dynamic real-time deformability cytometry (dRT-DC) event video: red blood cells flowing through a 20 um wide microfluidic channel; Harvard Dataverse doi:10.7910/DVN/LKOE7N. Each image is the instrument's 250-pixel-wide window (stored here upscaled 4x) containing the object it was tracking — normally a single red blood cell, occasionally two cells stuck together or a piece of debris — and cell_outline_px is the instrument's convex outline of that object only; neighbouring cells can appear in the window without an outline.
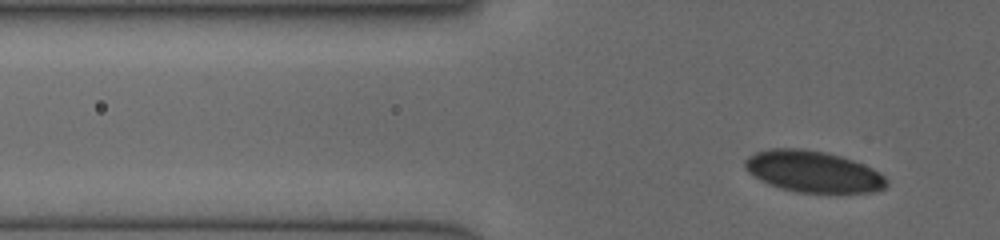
{"species": "human", "species_latin": "Homo sapiens", "temperature_condition": "cold", "stored_images_in_passage": 10, "segment_of_instrument_passage": [2, 2], "camera_frame_rate_fps": 3000, "um_per_image_px": 0.085, "donor": {"sex": "female"}, "frame": {"image": 1, "passage_image": 10, "time_ms": 5.0, "image_size_px": [1000, 240], "cell_outline_px": [[888, 184], [884, 188], [876, 192], [840, 196], [796, 192], [780, 188], [768, 184], [760, 180], [748, 172], [744, 168], [744, 160], [748, 156], [756, 152], [772, 148], [800, 148], [824, 152], [840, 156], [864, 164], [880, 172], [888, 180]], "centroid_in_image_um": [69.17, 14.64], "position_along_channel_um": 56.6, "area_um2": 35.37}}